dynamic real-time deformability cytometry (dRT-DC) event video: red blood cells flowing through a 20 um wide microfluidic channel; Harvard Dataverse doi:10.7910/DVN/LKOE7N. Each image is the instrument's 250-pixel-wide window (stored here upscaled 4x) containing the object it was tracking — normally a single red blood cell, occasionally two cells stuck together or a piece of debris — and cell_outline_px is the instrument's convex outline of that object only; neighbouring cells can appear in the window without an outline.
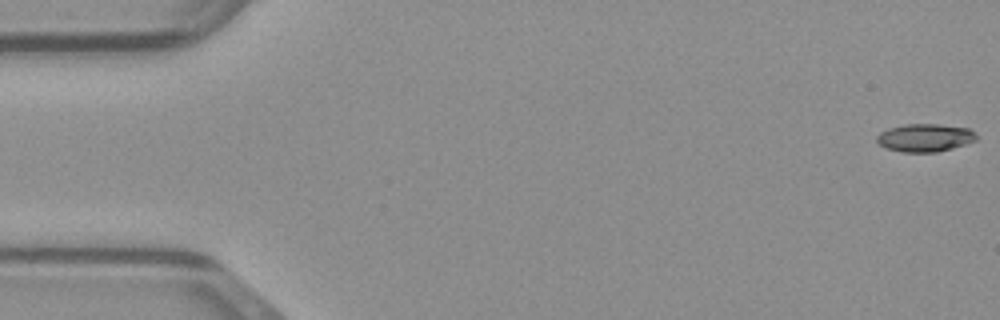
{"species": "common noctule bat (a hibernating species)", "species_latin": "Nyctalus noctula", "temperature_condition": "warm", "stored_images_in_passage": 49, "camera_frame_rate_fps": 3000, "um_per_image_px": 0.085, "animal": {"sex": "male", "body_mass_g": 23.1, "forearm_length_mm": 52.7}, "frame": {"image": 1, "passage_image": 1, "time_ms": 0.0, "image_size_px": [1000, 320], "cell_outline_px": [[976, 140], [952, 148], [936, 152], [900, 152], [888, 148], [880, 144], [876, 140], [876, 136], [880, 132], [888, 128], [904, 124], [936, 124], [968, 128], [976, 136]], "centroid_in_image_um": [78.57, 11.7], "position_along_channel_um": 6.4, "area_um2": 16.01}}
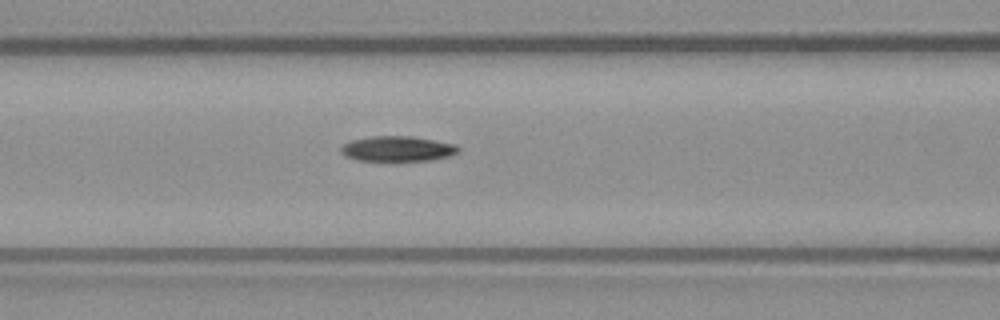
{"frame": {"image": 2, "passage_image": 20, "time_ms": 6.333, "image_size_px": [1000, 320], "cell_outline_px": [[460, 152], [452, 156], [432, 160], [396, 164], [356, 160], [344, 156], [340, 152], [340, 148], [344, 144], [352, 140], [372, 136], [412, 136], [456, 144], [460, 148]], "centroid_in_image_um": [33.81, 12.71], "position_along_channel_um": 132.8, "area_um2": 18.44}}
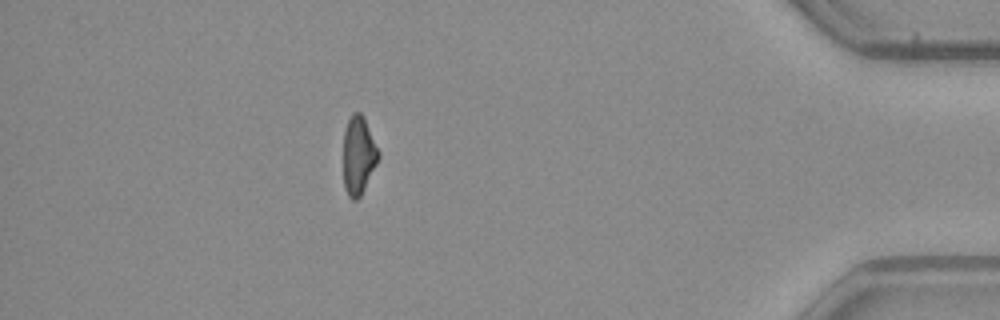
{"frame": {"image": 3, "passage_image": 43, "time_ms": 14.0, "image_size_px": [1000, 320], "cell_outline_px": [[380, 156], [360, 196], [356, 200], [352, 200], [348, 196], [344, 188], [344, 128], [352, 112], [360, 112], [364, 116], [380, 152]], "centroid_in_image_um": [30.47, 13.17], "position_along_channel_um": 404.7, "area_um2": 16.01}}